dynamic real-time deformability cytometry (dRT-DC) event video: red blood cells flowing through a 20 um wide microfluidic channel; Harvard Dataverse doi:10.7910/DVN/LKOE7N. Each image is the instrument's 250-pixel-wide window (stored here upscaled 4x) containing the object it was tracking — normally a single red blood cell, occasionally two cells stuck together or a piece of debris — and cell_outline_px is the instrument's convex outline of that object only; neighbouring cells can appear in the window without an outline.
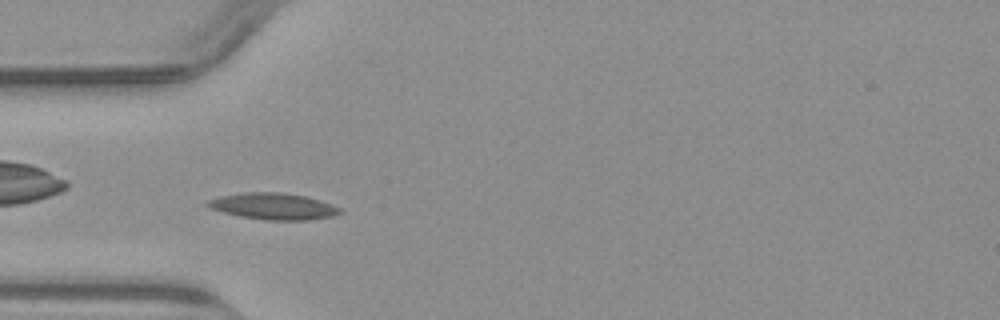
{"species": "common noctule bat (a hibernating species)", "species_latin": "Nyctalus noctula", "temperature_condition": "warm", "stored_images_in_passage": 22, "camera_frame_rate_fps": 3000, "um_per_image_px": 0.085, "animal": {"sex": "male", "body_mass_g": 23.1, "forearm_length_mm": 52.7}, "frame": {"image": 1, "passage_image": 10, "time_ms": 3.0, "image_size_px": [1000, 320], "cell_outline_px": [[340, 212], [332, 216], [308, 220], [264, 220], [240, 216], [208, 208], [204, 204], [208, 200], [220, 196], [244, 192], [280, 192], [304, 196], [320, 200], [332, 204], [340, 208]], "centroid_in_image_um": [23.19, 17.53], "position_along_channel_um": 61.8, "area_um2": 20.35}}
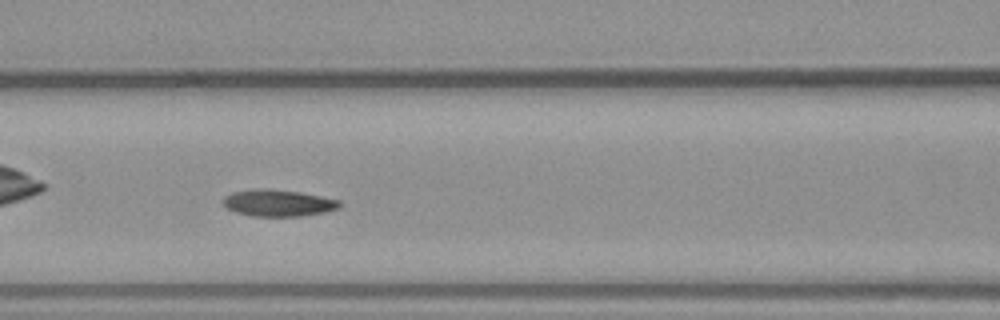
{"frame": {"image": 2, "passage_image": 16, "time_ms": 5.0, "image_size_px": [1000, 320], "cell_outline_px": [[344, 204], [340, 208], [324, 212], [300, 216], [252, 216], [236, 212], [228, 208], [224, 204], [224, 196], [232, 192], [256, 188], [268, 188], [300, 192], [340, 200]], "centroid_in_image_um": [23.68, 17.24], "position_along_channel_um": 142.9, "area_um2": 18.21}}
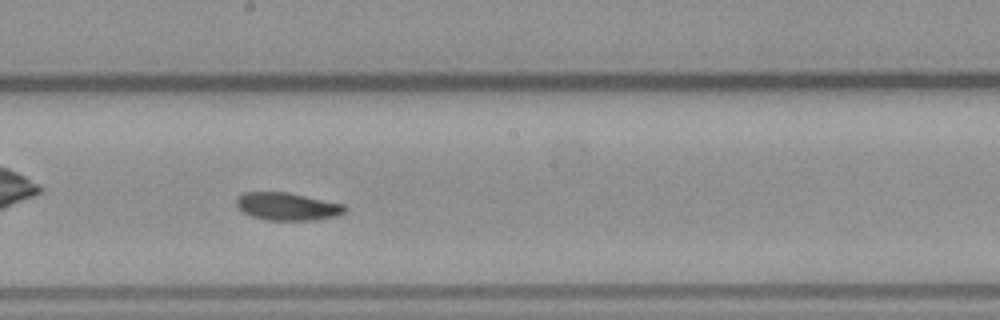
{"frame": {"image": 3, "passage_image": 22, "time_ms": 7.0, "image_size_px": [1000, 320], "cell_outline_px": [[348, 208], [344, 212], [336, 216], [316, 220], [264, 220], [252, 216], [244, 212], [236, 204], [236, 196], [244, 192], [288, 192], [344, 204]], "centroid_in_image_um": [24.42, 17.54], "position_along_channel_um": 223.8, "area_um2": 17.57}}